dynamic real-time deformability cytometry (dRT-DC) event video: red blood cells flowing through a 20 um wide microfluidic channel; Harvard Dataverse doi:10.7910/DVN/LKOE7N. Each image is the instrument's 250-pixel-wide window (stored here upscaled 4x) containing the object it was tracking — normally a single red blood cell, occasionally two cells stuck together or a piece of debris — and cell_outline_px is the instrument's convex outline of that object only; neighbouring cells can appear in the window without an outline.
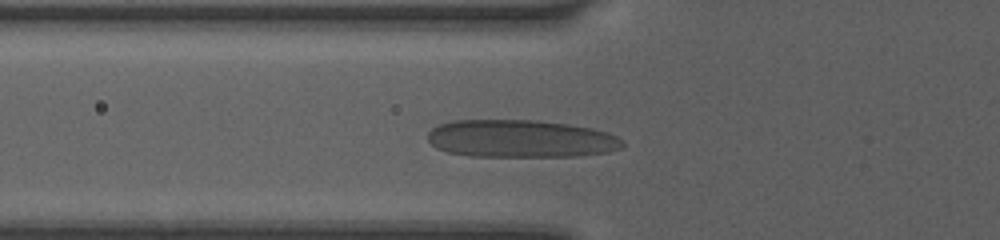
{"species": "human", "species_latin": "Homo sapiens", "temperature_condition": "room temperature", "stored_images_in_passage": 30, "camera_frame_rate_fps": 3000, "um_per_image_px": 0.085, "donor": {"sex": "female"}, "frame": {"image": 1, "passage_image": 3, "time_ms": 0.333, "image_size_px": [1000, 240], "cell_outline_px": [[624, 144], [620, 148], [608, 152], [576, 156], [468, 156], [448, 152], [436, 148], [428, 140], [428, 132], [432, 128], [440, 124], [456, 120], [536, 120], [568, 124], [592, 128], [608, 132], [616, 136]], "centroid_in_image_um": [44.24, 11.79], "position_along_channel_um": 81.6, "area_um2": 42.71}}
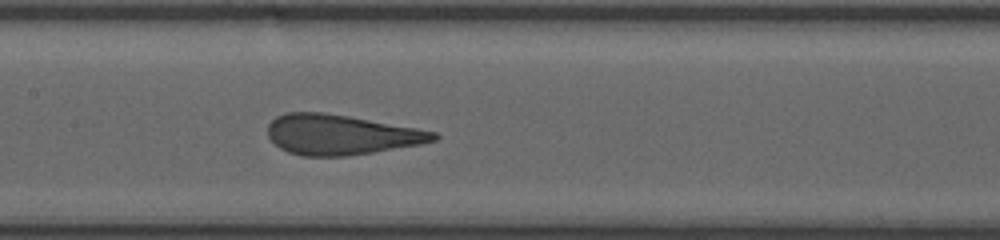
{"frame": {"image": 2, "passage_image": 17, "time_ms": 2.667, "image_size_px": [1000, 240], "cell_outline_px": [[440, 136], [436, 140], [420, 144], [348, 156], [300, 156], [288, 152], [280, 148], [268, 136], [268, 124], [276, 116], [284, 112], [324, 112], [348, 116], [416, 128], [436, 132]], "centroid_in_image_um": [28.94, 11.44], "position_along_channel_um": 178.5, "area_um2": 38.61}}
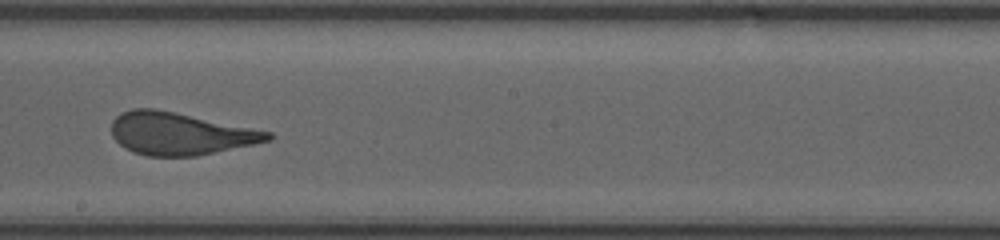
{"frame": {"image": 3, "passage_image": 25, "time_ms": 4.0, "image_size_px": [1000, 240], "cell_outline_px": [[272, 140], [216, 152], [196, 156], [148, 156], [132, 152], [124, 148], [112, 136], [112, 120], [120, 112], [132, 108], [156, 108], [272, 132]], "centroid_in_image_um": [15.26, 11.35], "position_along_channel_um": 232.9, "area_um2": 38.67}}